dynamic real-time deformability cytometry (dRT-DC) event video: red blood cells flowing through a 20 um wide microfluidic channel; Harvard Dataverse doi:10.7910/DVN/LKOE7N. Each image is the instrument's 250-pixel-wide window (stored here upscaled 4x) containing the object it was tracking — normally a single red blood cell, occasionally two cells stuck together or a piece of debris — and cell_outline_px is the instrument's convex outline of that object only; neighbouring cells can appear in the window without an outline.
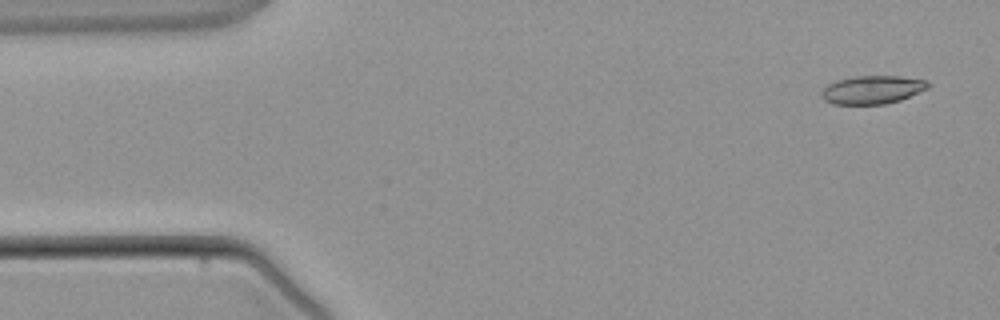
{"species": "common noctule bat (a hibernating species)", "species_latin": "Nyctalus noctula", "temperature_condition": "warm", "stored_images_in_passage": 4, "camera_frame_rate_fps": 3000, "um_per_image_px": 0.085, "animal": {"sex": "male", "body_mass_g": 21.5, "forearm_length_mm": 52.0}, "frame": {"image": 1, "passage_image": 1, "time_ms": 0.0, "image_size_px": [1000, 320], "cell_outline_px": [[932, 84], [928, 88], [900, 100], [884, 104], [832, 104], [824, 100], [820, 96], [820, 92], [828, 84], [836, 80], [856, 76], [900, 76], [928, 80]], "centroid_in_image_um": [74.15, 7.62], "position_along_channel_um": 10.9, "area_um2": 17.69}}
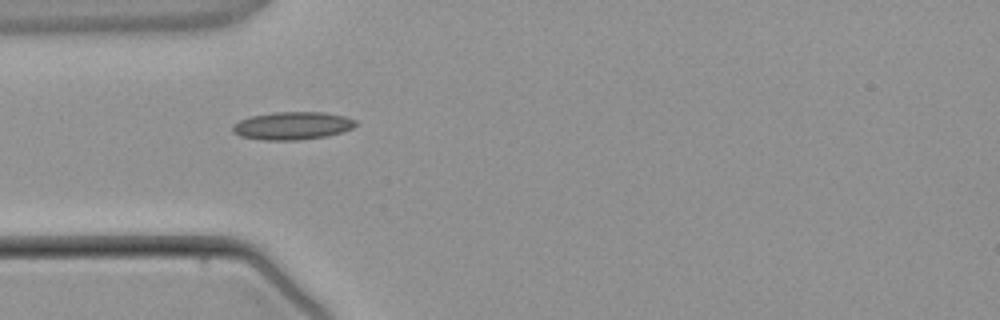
{"frame": {"image": 2, "passage_image": 4, "time_ms": 3.333, "image_size_px": [1000, 320], "cell_outline_px": [[356, 124], [352, 128], [328, 136], [296, 140], [264, 140], [240, 136], [232, 132], [232, 124], [240, 120], [252, 116], [276, 112], [324, 112], [344, 116], [356, 120]], "centroid_in_image_um": [24.83, 10.69], "position_along_channel_um": 60.2, "area_um2": 19.88}}